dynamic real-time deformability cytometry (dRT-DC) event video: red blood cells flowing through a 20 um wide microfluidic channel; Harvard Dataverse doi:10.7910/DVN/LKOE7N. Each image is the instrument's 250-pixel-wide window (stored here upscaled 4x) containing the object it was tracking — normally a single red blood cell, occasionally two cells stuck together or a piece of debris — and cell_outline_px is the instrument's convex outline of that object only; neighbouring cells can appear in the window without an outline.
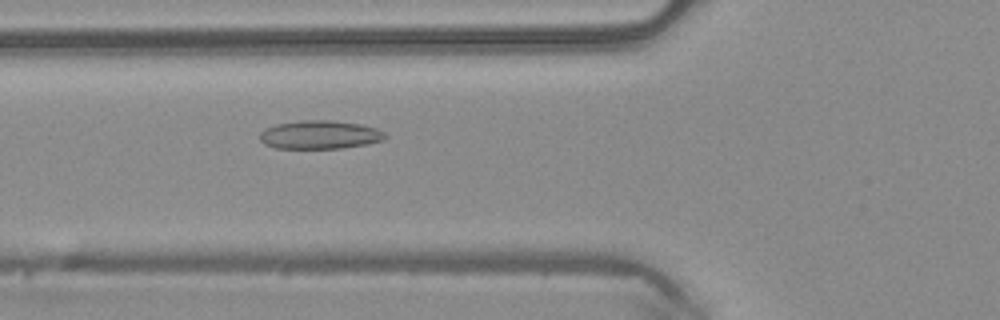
{"species": "common noctule bat (a hibernating species)", "species_latin": "Nyctalus noctula", "temperature_condition": "warm", "stored_images_in_passage": 50, "camera_frame_rate_fps": 3000, "um_per_image_px": 0.085, "animal": {"sex": "male", "body_mass_g": 20.4}, "frame": {"image": 1, "passage_image": 19, "time_ms": 6.0, "image_size_px": [1000, 320], "cell_outline_px": [[388, 136], [384, 140], [368, 144], [344, 148], [276, 148], [264, 144], [260, 140], [260, 132], [264, 128], [276, 124], [300, 120], [332, 120], [360, 124], [376, 128], [384, 132]], "centroid_in_image_um": [27.19, 11.45], "position_along_channel_um": 98.6, "area_um2": 20.98}}
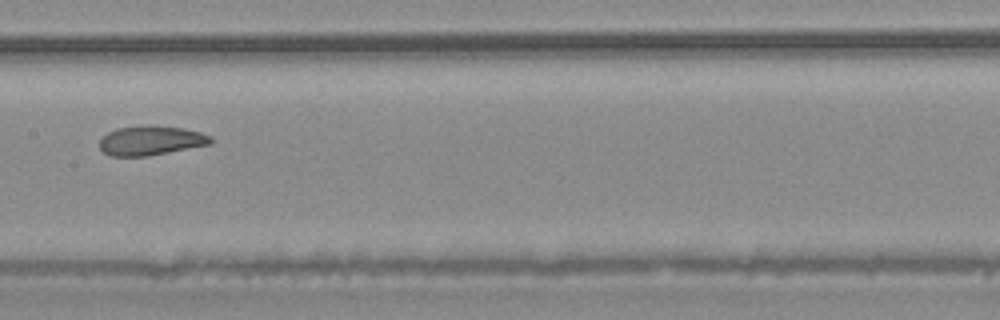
{"frame": {"image": 2, "passage_image": 26, "time_ms": 8.333, "image_size_px": [1000, 320], "cell_outline_px": [[212, 144], [148, 156], [112, 156], [104, 152], [100, 148], [100, 140], [108, 132], [116, 128], [140, 124], [156, 124], [184, 128], [200, 132], [212, 136]], "centroid_in_image_um": [12.85, 11.92], "position_along_channel_um": 194.6, "area_um2": 19.48}}
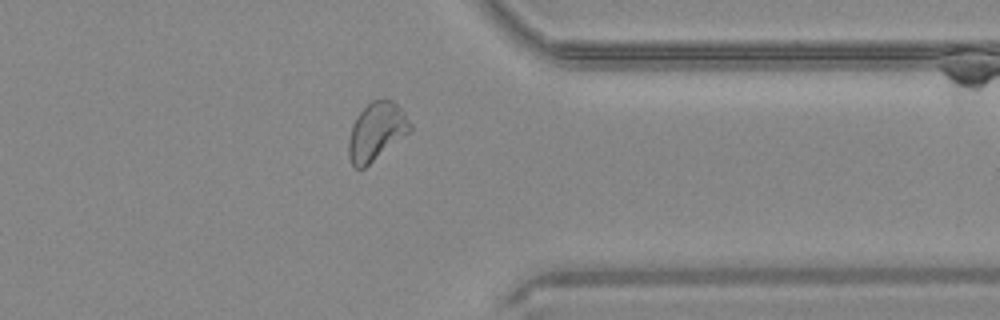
{"frame": {"image": 3, "passage_image": 40, "time_ms": 13.0, "image_size_px": [1000, 320], "cell_outline_px": [[412, 128], [408, 132], [364, 168], [356, 168], [352, 164], [348, 156], [348, 140], [352, 124], [356, 116], [372, 100], [392, 100], [400, 108], [412, 124]], "centroid_in_image_um": [31.96, 11.17], "position_along_channel_um": 379.4, "area_um2": 20.29}, "authors_computed_cell_mechanics": {"area_um2": 21.1837, "velocity_mm_per_s": 4.1023, "shape_relaxation_time_tau1_ms": 5.5941, "shape_relaxation_time_tau2_ms": 1.7432, "deformation_change_tau1": 0.1307, "deformation_change_tau2": 0.0677}}